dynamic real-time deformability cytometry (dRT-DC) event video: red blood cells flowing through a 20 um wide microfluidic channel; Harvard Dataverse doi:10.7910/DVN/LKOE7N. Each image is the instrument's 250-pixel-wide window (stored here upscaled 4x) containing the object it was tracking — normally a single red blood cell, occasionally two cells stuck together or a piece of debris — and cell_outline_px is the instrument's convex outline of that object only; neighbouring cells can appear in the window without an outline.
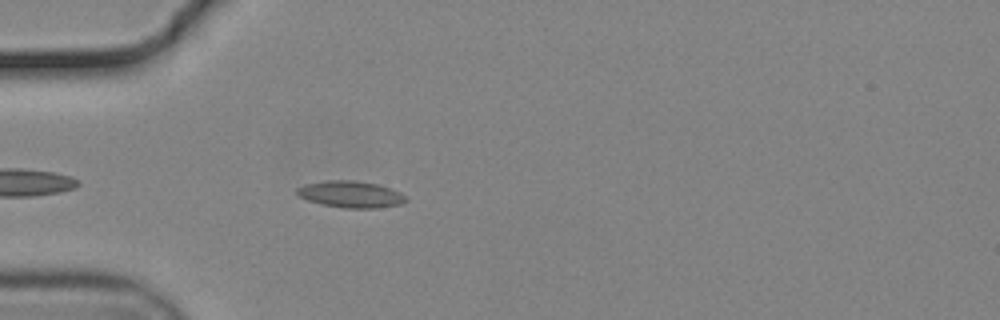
{"species": "common noctule bat (a hibernating species)", "species_latin": "Nyctalus noctula", "temperature_condition": "cold", "stored_images_in_passage": 20, "camera_frame_rate_fps": 3000, "um_per_image_px": 0.085, "animal": {"sex": "male", "body_mass_g": 19.2, "forearm_length_mm": 51.8}, "frame": {"image": 1, "passage_image": 6, "time_ms": 1.667, "image_size_px": [1000, 320], "cell_outline_px": [[408, 200], [400, 204], [376, 208], [344, 208], [320, 204], [308, 200], [300, 196], [296, 192], [296, 188], [304, 184], [324, 180], [356, 180], [376, 184], [400, 192]], "centroid_in_image_um": [29.77, 16.51], "position_along_channel_um": 55.2, "area_um2": 16.88}}